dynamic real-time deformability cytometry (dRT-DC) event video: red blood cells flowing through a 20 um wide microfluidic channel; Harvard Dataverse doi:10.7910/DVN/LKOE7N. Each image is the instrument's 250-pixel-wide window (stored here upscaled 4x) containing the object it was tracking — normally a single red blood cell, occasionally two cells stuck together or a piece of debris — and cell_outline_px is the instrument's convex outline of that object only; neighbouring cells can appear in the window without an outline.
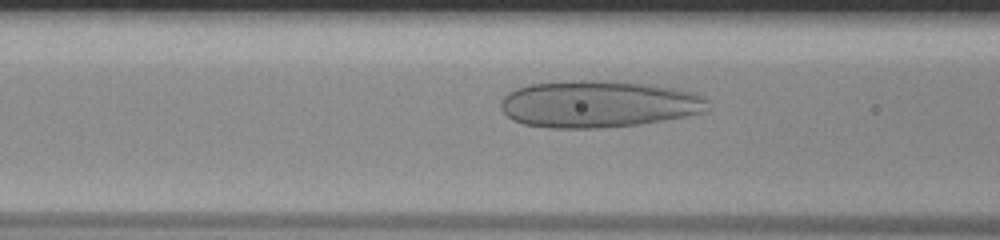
{"species": "human", "species_latin": "Homo sapiens", "temperature_condition": "room temperature", "stored_images_in_passage": 51, "camera_frame_rate_fps": 3000, "um_per_image_px": 0.085, "donor": {"sex": "male"}, "frame": {"image": 1, "passage_image": 21, "time_ms": 6.667, "image_size_px": [1000, 240], "cell_outline_px": [[708, 108], [704, 112], [684, 116], [640, 124], [600, 128], [548, 128], [524, 124], [512, 120], [500, 108], [500, 100], [508, 92], [516, 88], [528, 84], [564, 80], [592, 80], [652, 84], [696, 92], [708, 100]], "centroid_in_image_um": [50.83, 8.83], "position_along_channel_um": 115.8, "area_um2": 57.05}}
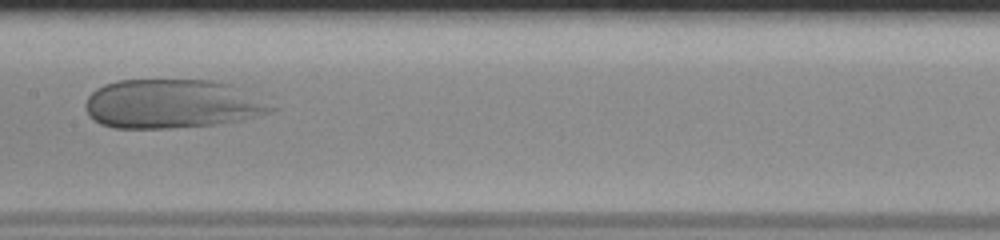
{"frame": {"image": 2, "passage_image": 27, "time_ms": 8.667, "image_size_px": [1000, 240], "cell_outline_px": [[280, 108], [260, 116], [240, 120], [216, 124], [172, 128], [112, 128], [100, 124], [92, 120], [88, 116], [84, 104], [88, 96], [96, 88], [104, 84], [116, 80], [212, 80], [232, 84]], "centroid_in_image_um": [14.61, 8.83], "position_along_channel_um": 192.8, "area_um2": 53.58}}
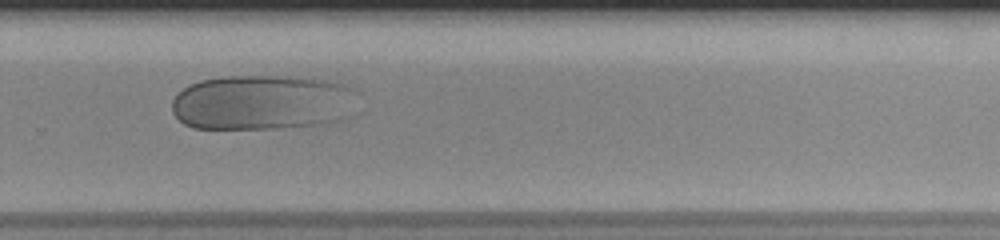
{"frame": {"image": 3, "passage_image": 36, "time_ms": 11.667, "image_size_px": [1000, 240], "cell_outline_px": [[360, 92], [348, 116], [340, 120], [328, 124], [280, 128], [192, 128], [184, 124], [172, 112], [172, 100], [188, 84], [200, 80], [228, 76], [288, 76], [328, 80], [344, 84]], "centroid_in_image_um": [22.35, 8.7], "position_along_channel_um": 307.5, "area_um2": 60.34}}